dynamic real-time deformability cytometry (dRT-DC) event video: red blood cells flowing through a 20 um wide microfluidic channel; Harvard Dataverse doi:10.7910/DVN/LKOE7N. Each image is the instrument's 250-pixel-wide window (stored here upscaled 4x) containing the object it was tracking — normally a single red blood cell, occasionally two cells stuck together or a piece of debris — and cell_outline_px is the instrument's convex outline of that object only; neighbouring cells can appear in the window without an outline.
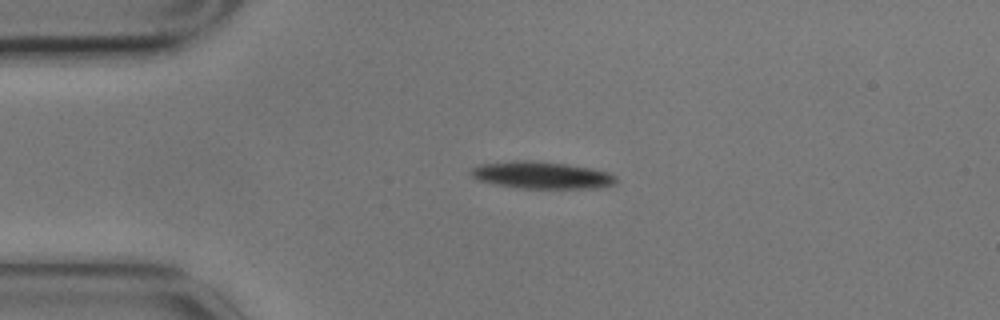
{"species": "common noctule bat (a hibernating species)", "species_latin": "Nyctalus noctula", "temperature_condition": "cold", "stored_images_in_passage": 2, "camera_frame_rate_fps": 3000, "um_per_image_px": 0.085, "animal": {"sex": "male", "body_mass_g": 17.9}, "frame": {"image": 1, "passage_image": 1, "time_ms": 0.0, "image_size_px": [1000, 320], "cell_outline_px": [[616, 184], [604, 188], [516, 188], [476, 180], [468, 172], [472, 168], [480, 164], [516, 160], [528, 160], [564, 164], [592, 168], [608, 172], [616, 176]], "centroid_in_image_um": [46.04, 14.89], "position_along_channel_um": 39.0, "area_um2": 23.06}}